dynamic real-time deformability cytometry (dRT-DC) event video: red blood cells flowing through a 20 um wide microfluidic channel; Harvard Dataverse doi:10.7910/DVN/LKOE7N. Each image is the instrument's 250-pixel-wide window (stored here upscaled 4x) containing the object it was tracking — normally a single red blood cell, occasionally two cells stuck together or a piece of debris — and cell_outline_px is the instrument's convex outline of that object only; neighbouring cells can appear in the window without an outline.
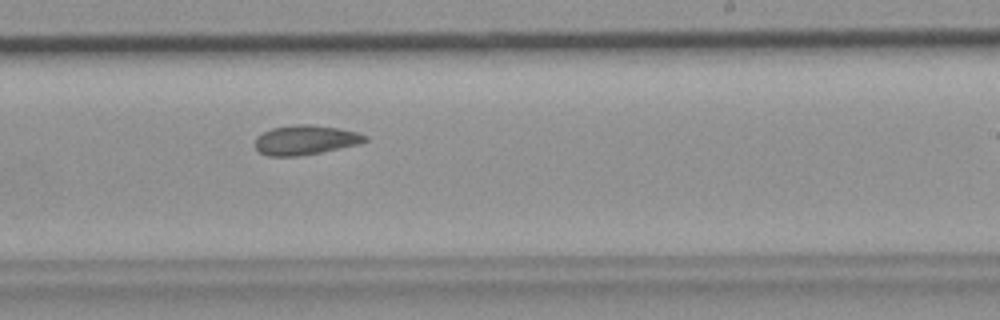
{"species": "common noctule bat (a hibernating species)", "species_latin": "Nyctalus noctula", "temperature_condition": "room temperature", "stored_images_in_passage": 23, "camera_frame_rate_fps": 3000, "um_per_image_px": 0.085, "animal": {"sex": "female", "body_mass_g": 19.9}, "frame": {"image": 1, "passage_image": 14, "time_ms": 4.333, "image_size_px": [1000, 320], "cell_outline_px": [[368, 140], [356, 144], [320, 152], [296, 156], [268, 156], [260, 152], [256, 148], [256, 136], [272, 128], [296, 124], [312, 124], [340, 128], [356, 132], [368, 136]], "centroid_in_image_um": [25.95, 11.88], "position_along_channel_um": 263.1, "area_um2": 18.73}}